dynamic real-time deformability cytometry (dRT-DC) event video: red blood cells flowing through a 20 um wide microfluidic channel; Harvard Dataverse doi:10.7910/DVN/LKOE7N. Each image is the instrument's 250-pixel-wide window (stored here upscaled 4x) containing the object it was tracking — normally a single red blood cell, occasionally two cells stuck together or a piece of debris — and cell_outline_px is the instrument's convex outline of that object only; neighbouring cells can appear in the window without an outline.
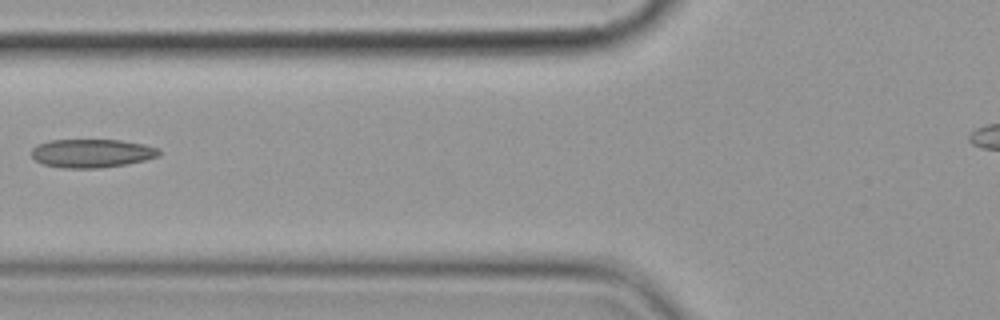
{"species": "common noctule bat (a hibernating species)", "species_latin": "Nyctalus noctula", "temperature_condition": "cold", "stored_images_in_passage": 6, "camera_frame_rate_fps": 3000, "um_per_image_px": 0.085, "animal": {"sex": "female", "body_mass_g": 19.9}, "frame": {"image": 1, "passage_image": 5, "time_ms": 5.667, "image_size_px": [1000, 320], "cell_outline_px": [[160, 156], [128, 164], [100, 168], [64, 168], [44, 164], [36, 160], [32, 156], [32, 148], [36, 144], [48, 140], [120, 140], [144, 144], [156, 148], [160, 152]], "centroid_in_image_um": [7.79, 13.02], "position_along_channel_um": 118.0, "area_um2": 21.21}}
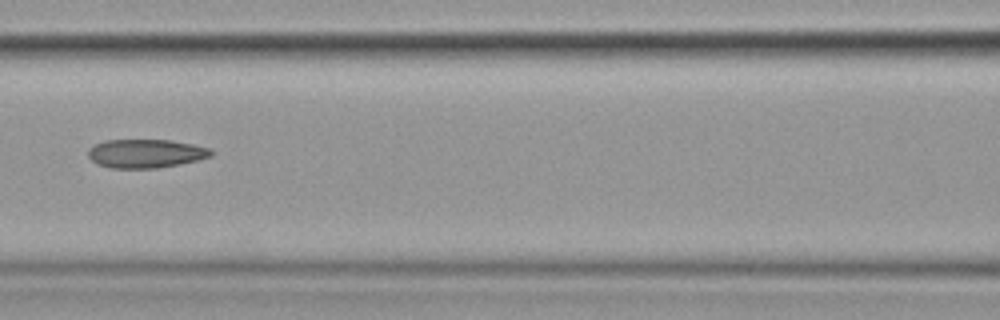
{"frame": {"image": 2, "passage_image": 6, "time_ms": 6.667, "image_size_px": [1000, 320], "cell_outline_px": [[212, 156], [200, 160], [180, 164], [156, 168], [108, 168], [96, 164], [88, 156], [88, 148], [104, 140], [172, 140], [212, 148]], "centroid_in_image_um": [12.4, 13.05], "position_along_channel_um": 154.2, "area_um2": 20.75}}